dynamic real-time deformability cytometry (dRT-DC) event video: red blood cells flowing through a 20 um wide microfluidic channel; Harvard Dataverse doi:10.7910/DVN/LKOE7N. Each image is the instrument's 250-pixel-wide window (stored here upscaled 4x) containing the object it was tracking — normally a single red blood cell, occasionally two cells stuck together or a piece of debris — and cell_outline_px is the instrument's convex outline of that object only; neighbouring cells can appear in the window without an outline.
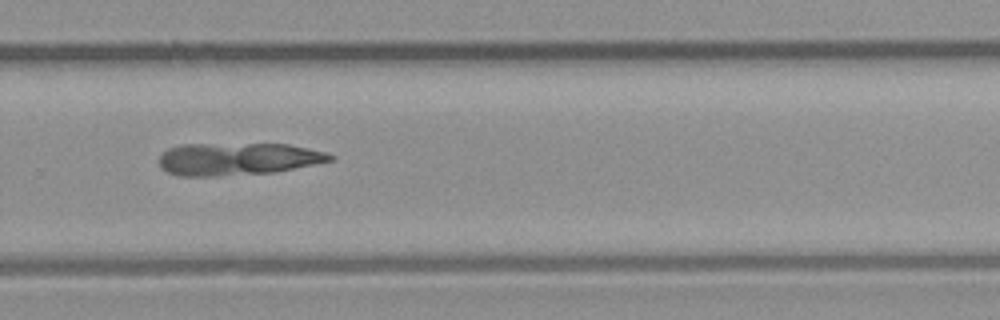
{"species": "common noctule bat (a hibernating species)", "species_latin": "Nyctalus noctula", "temperature_condition": "room temperature", "stored_images_in_passage": 31, "camera_frame_rate_fps": 3000, "um_per_image_px": 0.085, "animal": {"sex": "male", "body_mass_g": 23.1, "forearm_length_mm": 52.7}, "frame": {"image": 1, "passage_image": 20, "time_ms": 6.333, "image_size_px": [1000, 320], "cell_outline_px": [[336, 156], [332, 160], [272, 172], [216, 176], [180, 176], [168, 172], [160, 168], [160, 156], [168, 148], [184, 144], [288, 144], [324, 152]], "centroid_in_image_um": [20.15, 13.51], "position_along_channel_um": 309.6, "area_um2": 31.91}}